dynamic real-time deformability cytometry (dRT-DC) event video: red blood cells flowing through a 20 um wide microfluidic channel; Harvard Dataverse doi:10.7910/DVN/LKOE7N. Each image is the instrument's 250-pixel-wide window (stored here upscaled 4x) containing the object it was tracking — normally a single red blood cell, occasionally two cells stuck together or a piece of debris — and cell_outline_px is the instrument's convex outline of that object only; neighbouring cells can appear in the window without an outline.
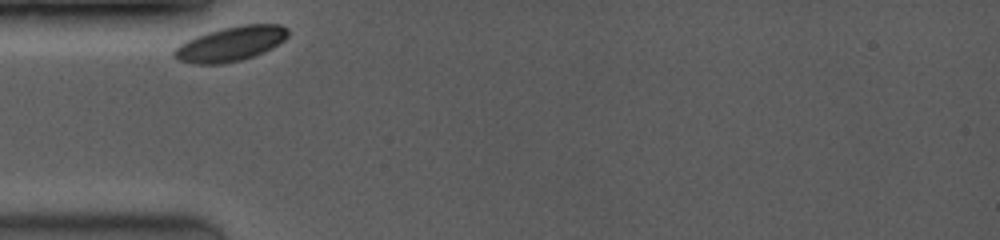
{"species": "common noctule bat (a hibernating species)", "species_latin": "Nyctalus noctula", "temperature_condition": "room temperature", "stored_images_in_passage": 17, "camera_frame_rate_fps": 3500, "um_per_image_px": 0.085, "animal": {"sex": "female", "body_mass_g": 19.0, "forearm_length_mm": 53.3}, "frame": {"image": 1, "passage_image": 1, "time_ms": 0.0, "image_size_px": [1000, 240], "cell_outline_px": [[288, 36], [284, 40], [272, 48], [264, 52], [240, 60], [224, 64], [196, 64], [180, 60], [172, 56], [172, 52], [180, 44], [196, 36], [208, 32], [240, 24], [280, 24], [288, 28]], "centroid_in_image_um": [19.63, 3.72], "position_along_channel_um": 65.4, "area_um2": 22.89}}
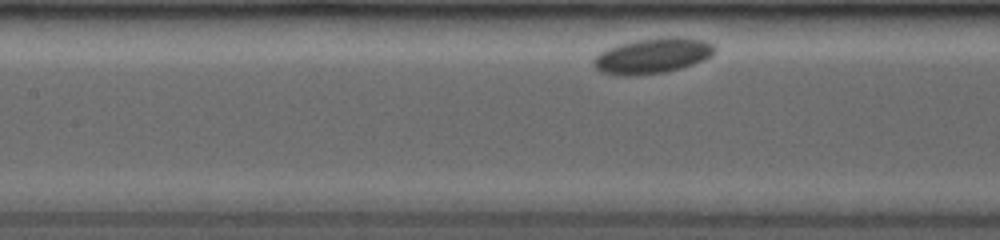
{"frame": {"image": 2, "passage_image": 8, "time_ms": 2.571, "image_size_px": [1000, 240], "cell_outline_px": [[716, 52], [712, 56], [704, 60], [680, 68], [664, 72], [636, 76], [616, 76], [600, 72], [592, 64], [592, 60], [600, 52], [608, 48], [632, 40], [664, 36], [676, 36], [704, 40], [712, 44], [716, 48]], "centroid_in_image_um": [55.45, 4.74], "position_along_channel_um": 151.9, "area_um2": 25.43}}
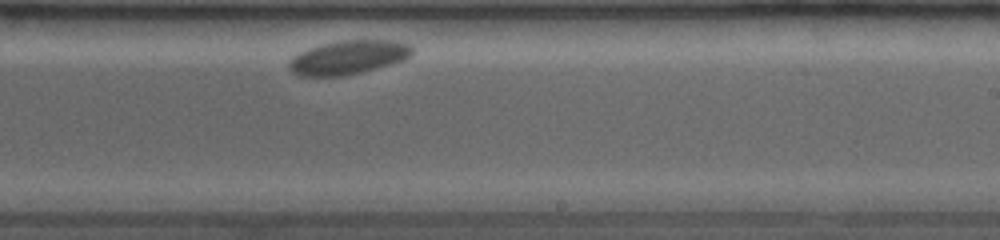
{"frame": {"image": 3, "passage_image": 17, "time_ms": 5.714, "image_size_px": [1000, 240], "cell_outline_px": [[412, 52], [404, 60], [392, 64], [360, 72], [340, 76], [300, 76], [292, 72], [288, 68], [288, 60], [292, 56], [308, 48], [320, 44], [340, 40], [388, 40], [412, 44]], "centroid_in_image_um": [29.56, 4.87], "position_along_channel_um": 259.4, "area_um2": 24.39}}